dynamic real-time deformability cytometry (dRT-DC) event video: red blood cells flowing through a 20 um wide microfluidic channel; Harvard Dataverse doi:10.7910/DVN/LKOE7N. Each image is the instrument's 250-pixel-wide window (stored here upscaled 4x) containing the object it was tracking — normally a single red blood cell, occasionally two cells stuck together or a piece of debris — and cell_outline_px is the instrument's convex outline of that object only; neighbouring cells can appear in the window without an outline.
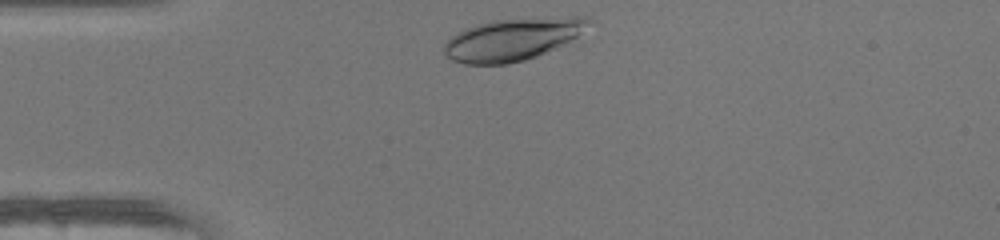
{"species": "human", "species_latin": "Homo sapiens", "temperature_condition": "warm", "stored_images_in_passage": 28, "camera_frame_rate_fps": 3000, "um_per_image_px": 0.085, "donor": {"sex": "female"}, "frame": {"image": 1, "passage_image": 1, "time_ms": 0.0, "image_size_px": [1000, 240], "cell_outline_px": [[592, 20], [576, 36], [564, 44], [556, 48], [536, 56], [524, 60], [508, 64], [464, 64], [452, 60], [444, 52], [444, 44], [456, 32], [464, 28], [476, 24], [492, 20], [572, 16], [584, 16]], "centroid_in_image_um": [43.53, 3.34], "position_along_channel_um": 41.5, "area_um2": 35.37}}
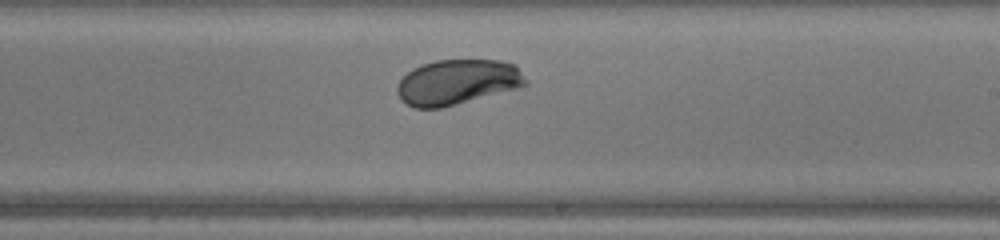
{"frame": {"image": 2, "passage_image": 18, "time_ms": 5.667, "image_size_px": [1000, 240], "cell_outline_px": [[528, 84], [520, 88], [440, 108], [412, 108], [400, 100], [396, 92], [396, 84], [412, 68], [436, 60], [500, 60], [516, 64], [528, 80]], "centroid_in_image_um": [38.89, 6.98], "position_along_channel_um": 250.1, "area_um2": 34.22}}
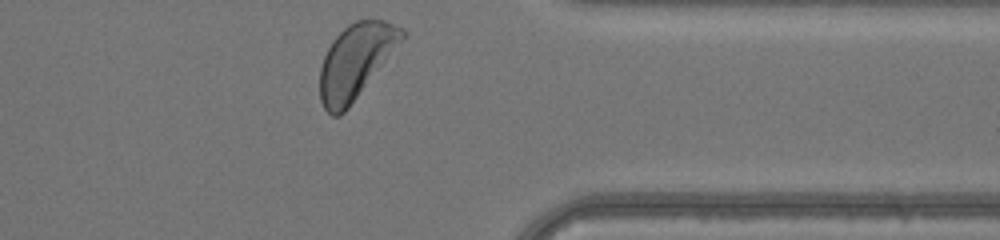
{"frame": {"image": 3, "passage_image": 28, "time_ms": 9.0, "image_size_px": [1000, 240], "cell_outline_px": [[408, 36], [348, 108], [340, 116], [332, 116], [324, 108], [320, 100], [320, 68], [324, 56], [332, 40], [348, 24], [356, 20], [384, 20], [408, 32]], "centroid_in_image_um": [30.26, 5.2], "position_along_channel_um": 381.1, "area_um2": 35.78}, "authors_computed_cell_mechanics": {"area_um2": 33.9864, "velocity_mm_per_s": 4.2094, "shape_relaxation_time_tau1_ms": 2.3199, "shape_relaxation_time_tau2_ms": null, "deformation_change_tau1": 0.1391, "deformation_change_tau2": null}}